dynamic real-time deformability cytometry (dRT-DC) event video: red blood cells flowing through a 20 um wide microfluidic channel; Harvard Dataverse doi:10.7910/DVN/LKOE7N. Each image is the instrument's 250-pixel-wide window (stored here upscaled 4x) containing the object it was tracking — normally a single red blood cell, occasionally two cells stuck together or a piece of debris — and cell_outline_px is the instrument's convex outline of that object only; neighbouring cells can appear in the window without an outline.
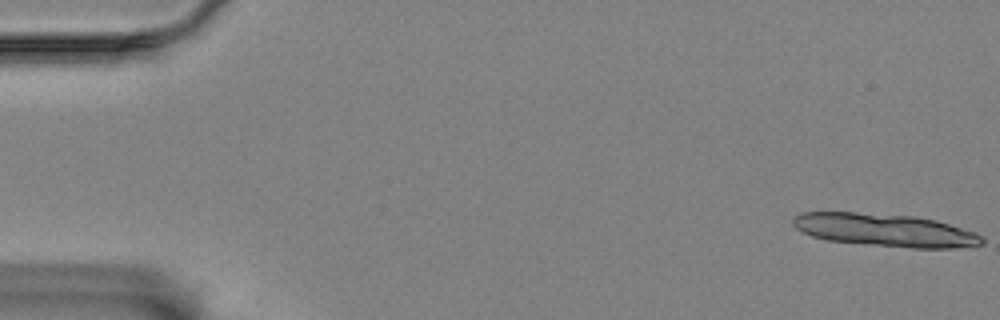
{"species": "Egyptian fruit bat (a non-hibernating species)", "species_latin": "Rousettus aegyptiacus", "temperature_condition": "room temperature", "stored_images_in_passage": 14, "camera_frame_rate_fps": 3000, "um_per_image_px": 0.085, "animal": {"sex": "female"}, "frame": {"image": 1, "passage_image": 1, "time_ms": 0.0, "image_size_px": [1000, 320], "cell_outline_px": [[984, 244], [972, 248], [912, 248], [828, 240], [812, 236], [796, 228], [792, 224], [792, 220], [796, 216], [804, 212], [856, 212], [912, 216], [936, 220], [976, 232], [984, 236]], "centroid_in_image_um": [75.33, 19.57], "position_along_channel_um": 9.7, "area_um2": 36.24}}